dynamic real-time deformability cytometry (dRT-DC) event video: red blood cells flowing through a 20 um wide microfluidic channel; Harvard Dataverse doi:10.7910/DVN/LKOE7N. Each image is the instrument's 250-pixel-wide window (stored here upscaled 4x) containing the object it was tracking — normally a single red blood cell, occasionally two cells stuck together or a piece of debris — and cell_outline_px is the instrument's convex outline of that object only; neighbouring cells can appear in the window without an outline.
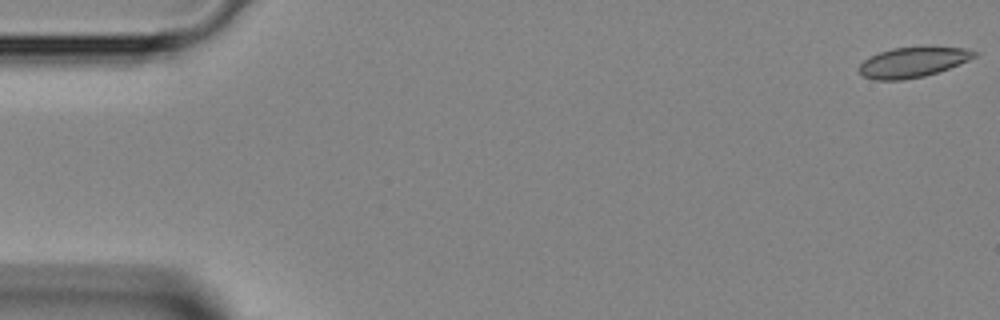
{"species": "Egyptian fruit bat (a non-hibernating species)", "species_latin": "Rousettus aegyptiacus", "temperature_condition": "room temperature", "stored_images_in_passage": 46, "camera_frame_rate_fps": 3000, "um_per_image_px": 0.085, "animal": {"sex": "female"}, "frame": {"image": 1, "passage_image": 1, "time_ms": 0.0, "image_size_px": [1000, 320], "cell_outline_px": [[980, 52], [976, 56], [968, 60], [948, 68], [924, 76], [904, 80], [876, 80], [864, 76], [860, 72], [860, 64], [864, 60], [880, 52], [892, 48], [968, 48]], "centroid_in_image_um": [77.6, 5.3], "position_along_channel_um": 7.4, "area_um2": 19.71}}
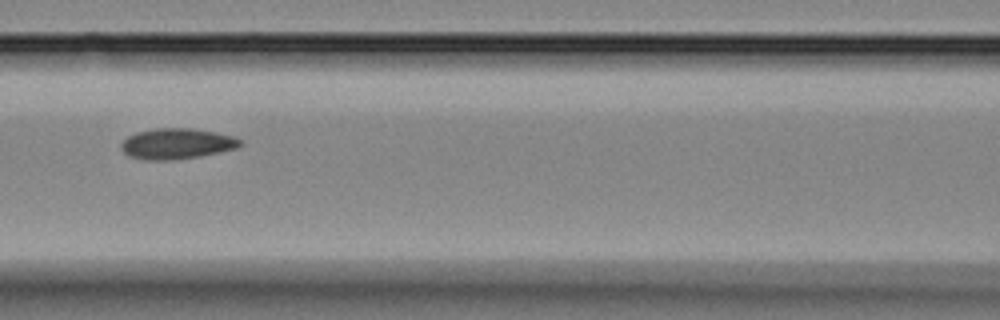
{"frame": {"image": 2, "passage_image": 20, "time_ms": 6.333, "image_size_px": [1000, 320], "cell_outline_px": [[244, 144], [236, 148], [220, 152], [200, 156], [172, 160], [144, 160], [128, 156], [120, 148], [120, 144], [128, 136], [136, 132], [156, 128], [192, 128], [232, 136], [244, 140]], "centroid_in_image_um": [15.02, 12.22], "position_along_channel_um": 151.6, "area_um2": 21.39}}
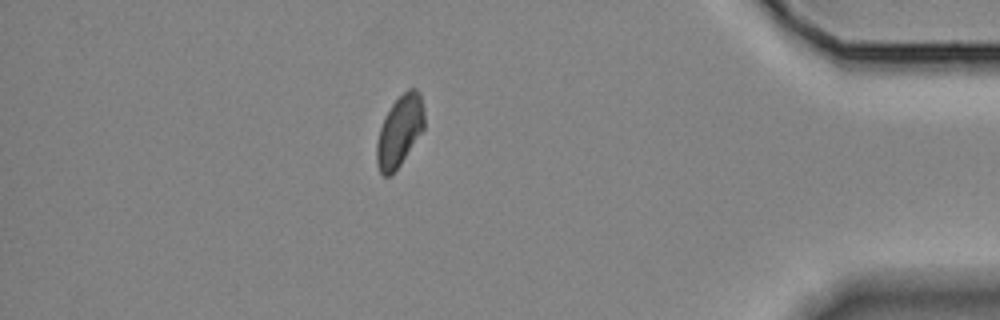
{"frame": {"image": 3, "passage_image": 40, "time_ms": 13.0, "image_size_px": [1000, 320], "cell_outline_px": [[424, 128], [392, 176], [384, 176], [380, 172], [376, 164], [376, 144], [380, 128], [392, 104], [408, 88], [416, 88], [420, 92], [424, 112]], "centroid_in_image_um": [33.96, 11.15], "position_along_channel_um": 401.2, "area_um2": 19.48}}